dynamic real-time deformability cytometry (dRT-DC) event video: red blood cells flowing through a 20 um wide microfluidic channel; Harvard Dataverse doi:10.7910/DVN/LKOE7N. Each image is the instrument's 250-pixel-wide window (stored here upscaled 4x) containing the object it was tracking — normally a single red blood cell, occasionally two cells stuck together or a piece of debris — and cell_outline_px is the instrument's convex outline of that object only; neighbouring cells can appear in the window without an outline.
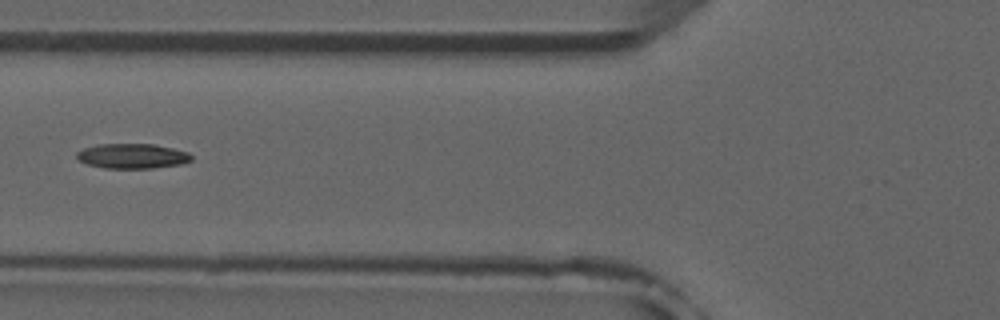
{"species": "common noctule bat (a hibernating species)", "species_latin": "Nyctalus noctula", "temperature_condition": "room temperature", "stored_images_in_passage": 7, "camera_frame_rate_fps": 3000, "um_per_image_px": 0.085, "animal": {"sex": "male", "forearm_length_mm": 52.5}, "frame": {"image": 1, "passage_image": 6, "time_ms": 6.0, "image_size_px": [1000, 320], "cell_outline_px": [[192, 160], [180, 164], [152, 168], [104, 168], [88, 164], [80, 160], [76, 156], [76, 152], [84, 148], [100, 144], [156, 144], [188, 152], [192, 156]], "centroid_in_image_um": [11.26, 13.26], "position_along_channel_um": 114.5, "area_um2": 16.53}}
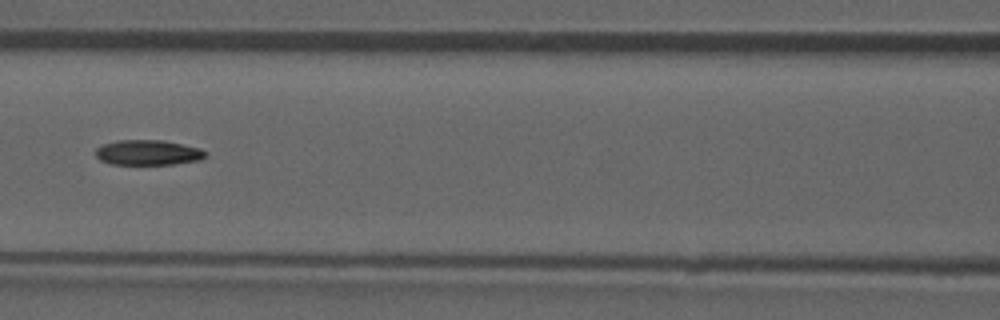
{"frame": {"image": 2, "passage_image": 7, "time_ms": 7.0, "image_size_px": [1000, 320], "cell_outline_px": [[208, 156], [200, 160], [172, 164], [112, 164], [100, 160], [96, 156], [96, 148], [104, 144], [116, 140], [164, 140], [200, 148], [208, 152]], "centroid_in_image_um": [12.62, 12.96], "position_along_channel_um": 154.0, "area_um2": 16.18}}